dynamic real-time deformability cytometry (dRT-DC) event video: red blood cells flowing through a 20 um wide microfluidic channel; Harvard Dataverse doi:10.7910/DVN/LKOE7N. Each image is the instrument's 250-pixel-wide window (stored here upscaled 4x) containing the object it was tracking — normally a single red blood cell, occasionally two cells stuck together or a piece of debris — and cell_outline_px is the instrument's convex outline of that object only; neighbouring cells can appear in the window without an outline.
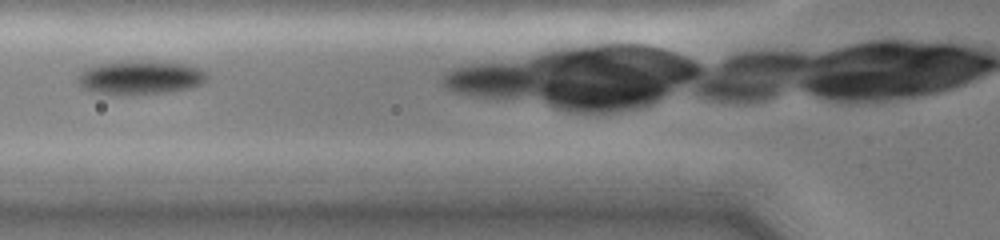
{"species": "common noctule bat (a hibernating species)", "species_latin": "Nyctalus noctula", "temperature_condition": "cold", "stored_images_in_passage": 6, "camera_frame_rate_fps": 3000, "um_per_image_px": 0.085, "animal": {"sex": "female", "body_mass_g": 19.0, "forearm_length_mm": 51.5}, "frame": {"image": 1, "passage_image": 2, "time_ms": 1.0, "image_size_px": [1000, 240], "cell_outline_px": [[208, 76], [200, 84], [192, 88], [172, 92], [96, 92], [84, 88], [80, 84], [80, 72], [88, 68], [100, 64], [124, 60], [144, 60], [188, 64], [200, 68], [208, 72]], "centroid_in_image_um": [12.04, 6.53], "position_along_channel_um": 113.8, "area_um2": 24.74}}
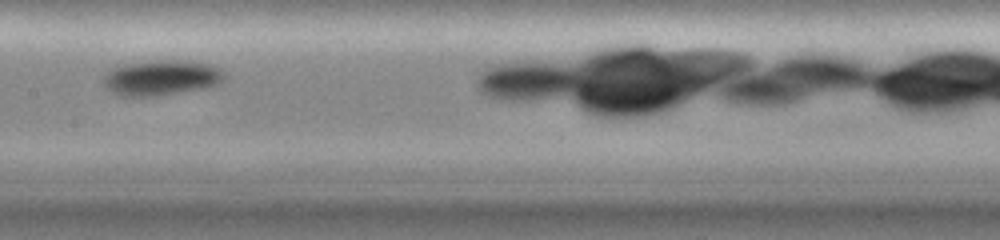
{"frame": {"image": 2, "passage_image": 4, "time_ms": 3.0, "image_size_px": [1000, 240], "cell_outline_px": [[228, 76], [216, 84], [208, 88], [152, 96], [120, 96], [112, 92], [104, 84], [104, 76], [112, 68], [120, 64], [148, 60], [192, 60], [212, 64], [220, 68]], "centroid_in_image_um": [13.75, 6.58], "position_along_channel_um": 193.6, "area_um2": 25.32}}
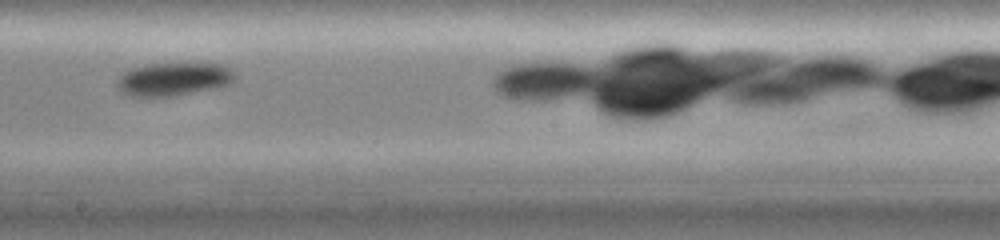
{"frame": {"image": 3, "passage_image": 5, "time_ms": 4.0, "image_size_px": [1000, 240], "cell_outline_px": [[236, 76], [228, 84], [216, 88], [176, 96], [132, 96], [124, 92], [116, 84], [116, 80], [124, 72], [132, 68], [148, 64], [224, 64]], "centroid_in_image_um": [14.75, 6.73], "position_along_channel_um": 233.5, "area_um2": 22.43}}